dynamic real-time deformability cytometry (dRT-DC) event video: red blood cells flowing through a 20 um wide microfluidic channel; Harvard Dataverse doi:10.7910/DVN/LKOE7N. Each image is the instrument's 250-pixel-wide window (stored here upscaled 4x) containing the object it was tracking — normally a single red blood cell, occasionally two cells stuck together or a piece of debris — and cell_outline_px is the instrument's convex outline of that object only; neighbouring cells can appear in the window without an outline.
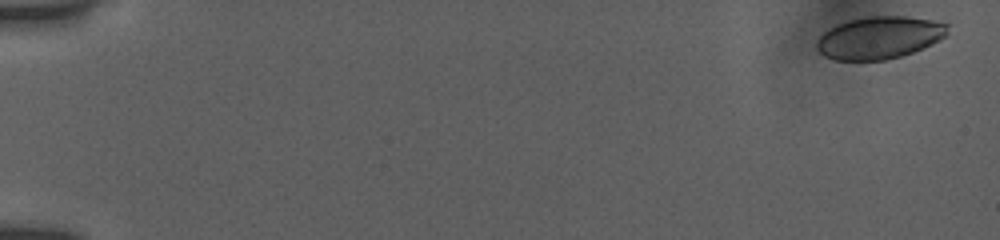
{"species": "human", "species_latin": "Homo sapiens", "temperature_condition": "room temperature", "stored_images_in_passage": 37, "camera_frame_rate_fps": 3000, "um_per_image_px": 0.085, "donor": {"sex": "female"}, "frame": {"image": 1, "passage_image": 1, "time_ms": 0.0, "image_size_px": [1000, 240], "cell_outline_px": [[948, 24], [944, 36], [940, 40], [932, 44], [912, 52], [900, 56], [884, 60], [836, 60], [824, 56], [816, 48], [816, 40], [824, 32], [836, 24], [848, 20], [868, 16], [908, 16], [932, 20]], "centroid_in_image_um": [74.71, 3.19], "position_along_channel_um": 10.3, "area_um2": 32.25}}
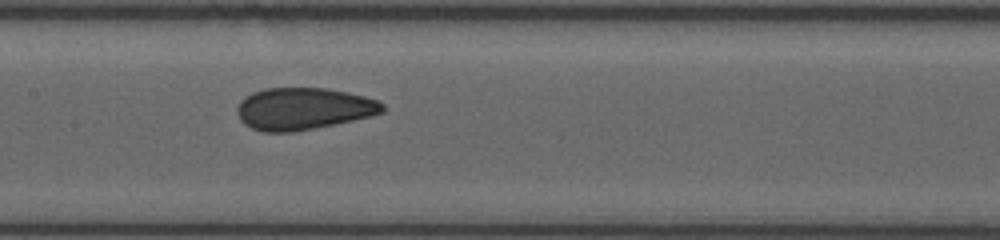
{"frame": {"image": 2, "passage_image": 19, "time_ms": 9.0, "image_size_px": [1000, 240], "cell_outline_px": [[384, 112], [352, 120], [292, 132], [264, 132], [252, 128], [244, 124], [240, 120], [236, 112], [236, 104], [244, 96], [252, 92], [264, 88], [328, 88], [348, 92], [364, 96], [376, 100], [384, 104]], "centroid_in_image_um": [25.72, 9.22], "position_along_channel_um": 181.7, "area_um2": 35.6}}
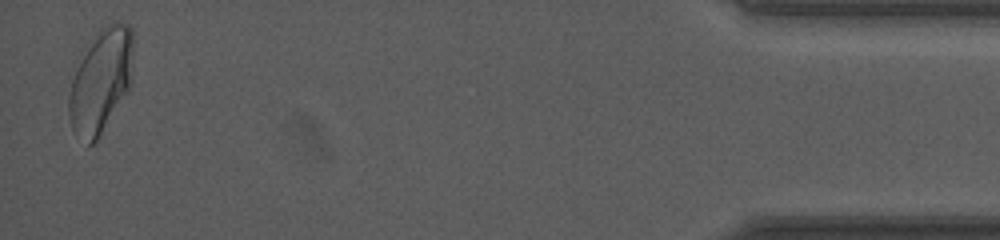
{"frame": {"image": 3, "passage_image": 36, "time_ms": 17.333, "image_size_px": [1000, 240], "cell_outline_px": [[132, 56], [128, 92], [96, 140], [92, 144], [88, 144], [72, 128], [68, 112], [68, 96], [72, 80], [96, 32], [100, 28], [108, 24], [128, 24], [132, 28]], "centroid_in_image_um": [8.58, 6.89], "position_along_channel_um": 426.6, "area_um2": 37.57}, "authors_computed_cell_mechanics": {"area_um2": 35.6048, "velocity_mm_per_s": 3.8596, "shape_relaxation_time_tau1_ms": 8.8878, "shape_relaxation_time_tau2_ms": 0.7954, "deformation_change_tau1": 0.1598, "deformation_change_tau2": 0.0504}}